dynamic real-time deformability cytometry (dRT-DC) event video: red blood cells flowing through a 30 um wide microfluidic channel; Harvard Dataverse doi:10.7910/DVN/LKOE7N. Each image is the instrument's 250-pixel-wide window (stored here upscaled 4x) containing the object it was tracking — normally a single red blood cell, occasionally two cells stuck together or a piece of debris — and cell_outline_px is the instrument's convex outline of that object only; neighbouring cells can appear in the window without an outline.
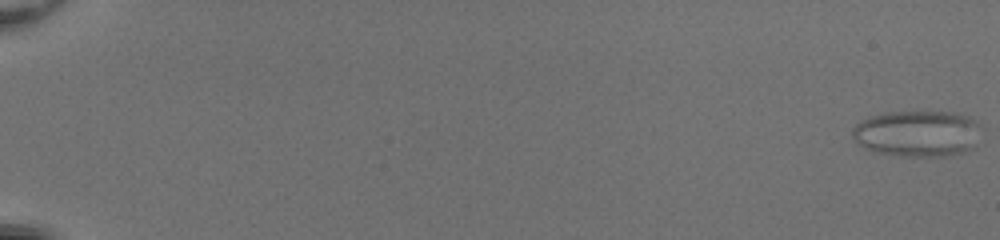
{"species": "common noctule bat (a hibernating species)", "species_latin": "Nyctalus noctula", "temperature_condition": "room temperature", "stored_images_in_passage": 53, "camera_frame_rate_fps": 3000, "um_per_image_px": 0.085, "animal": {"sex": "female", "body_mass_g": 20.0, "forearm_length_mm": 54.0}, "frame": {"image": 1, "passage_image": 1, "time_ms": 0.0, "image_size_px": [1000, 240], "cell_outline_px": [[984, 128], [976, 148], [964, 152], [948, 156], [900, 156], [876, 152], [864, 148], [856, 144], [852, 136], [852, 128], [856, 124], [868, 116], [884, 112], [956, 112], [968, 116], [976, 120]], "centroid_in_image_um": [78.04, 11.35], "position_along_channel_um": 7.0, "area_um2": 35.72}}
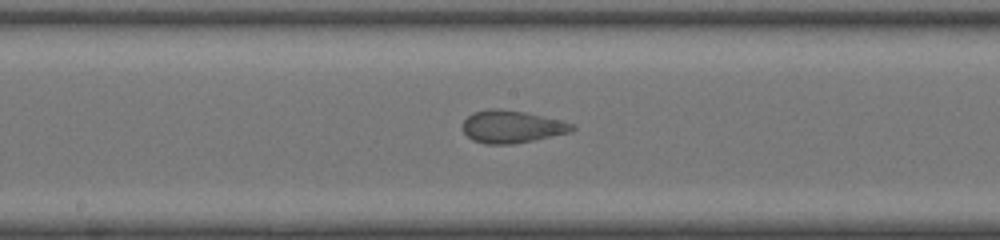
{"frame": {"image": 2, "passage_image": 31, "time_ms": 10.0, "image_size_px": [1000, 240], "cell_outline_px": [[576, 128], [572, 132], [512, 144], [484, 144], [472, 140], [464, 132], [464, 120], [472, 112], [488, 108], [500, 108], [524, 112], [560, 120], [572, 124]], "centroid_in_image_um": [43.48, 10.76], "position_along_channel_um": 204.7, "area_um2": 20.63}}
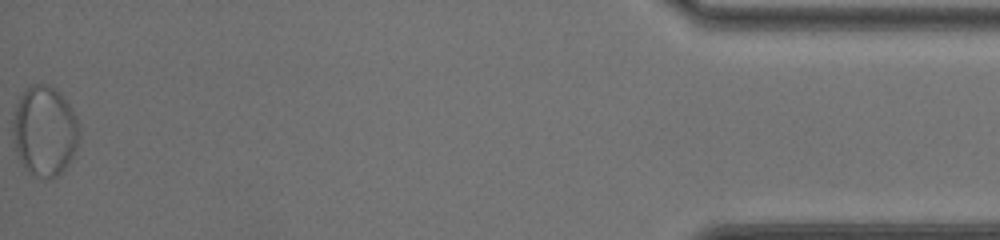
{"frame": {"image": 3, "passage_image": 53, "time_ms": 17.333, "image_size_px": [1000, 240], "cell_outline_px": [[80, 136], [76, 148], [68, 164], [56, 176], [48, 180], [36, 176], [28, 172], [20, 160], [16, 152], [12, 136], [12, 120], [16, 104], [20, 96], [32, 84], [48, 84], [68, 104], [76, 116], [80, 128]], "centroid_in_image_um": [3.77, 11.16], "position_along_channel_um": 431.4, "area_um2": 34.8}}